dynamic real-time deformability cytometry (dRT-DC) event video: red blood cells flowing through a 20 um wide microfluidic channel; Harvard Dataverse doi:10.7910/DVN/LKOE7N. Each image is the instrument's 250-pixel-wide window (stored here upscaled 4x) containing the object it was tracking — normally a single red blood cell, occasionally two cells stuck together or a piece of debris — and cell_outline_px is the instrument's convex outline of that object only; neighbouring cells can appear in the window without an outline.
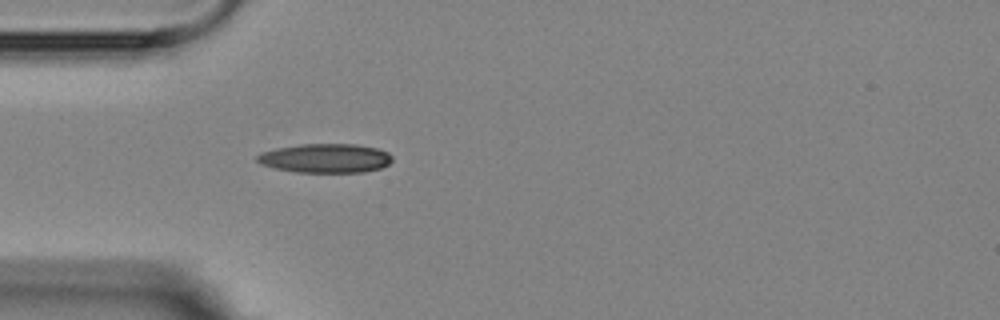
{"species": "Egyptian fruit bat (a non-hibernating species)", "species_latin": "Rousettus aegyptiacus", "temperature_condition": "room temperature", "stored_images_in_passage": 2, "camera_frame_rate_fps": 3000, "um_per_image_px": 0.085, "animal": {"sex": "female"}, "frame": {"image": 1, "passage_image": 2, "time_ms": 2.333, "image_size_px": [1000, 320], "cell_outline_px": [[392, 160], [388, 164], [380, 168], [364, 172], [296, 172], [276, 168], [260, 164], [256, 160], [256, 156], [260, 152], [276, 148], [300, 144], [356, 144], [376, 148], [388, 152], [392, 156]], "centroid_in_image_um": [27.65, 13.44], "position_along_channel_um": 57.4, "area_um2": 22.95}}